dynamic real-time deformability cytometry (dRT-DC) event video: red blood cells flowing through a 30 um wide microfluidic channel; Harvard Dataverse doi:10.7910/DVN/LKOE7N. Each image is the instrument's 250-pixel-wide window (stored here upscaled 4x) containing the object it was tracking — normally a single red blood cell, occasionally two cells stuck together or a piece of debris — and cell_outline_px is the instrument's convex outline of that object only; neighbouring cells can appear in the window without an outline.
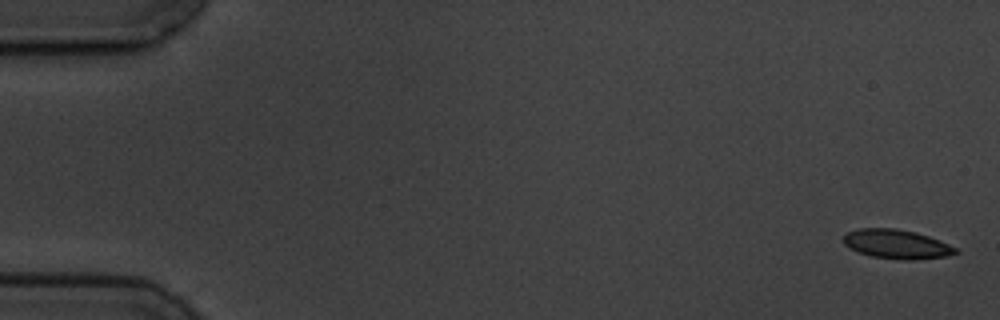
{"species": "common noctule bat (a hibernating species)", "species_latin": "Nyctalus noctula", "temperature_condition": "cold", "stored_images_in_passage": 5, "camera_frame_rate_fps": 3000, "um_per_image_px": 0.085, "animal": {"sex": "male", "body_mass_g": 19.5, "forearm_length_mm": 54.6}, "frame": {"image": 1, "passage_image": 1, "time_ms": 0.0, "image_size_px": [1000, 320], "cell_outline_px": [[960, 252], [948, 256], [916, 260], [900, 260], [872, 256], [856, 252], [848, 248], [844, 244], [844, 236], [848, 232], [860, 228], [896, 228], [916, 232], [940, 240], [956, 248]], "centroid_in_image_um": [76.22, 20.76], "position_along_channel_um": 8.8, "area_um2": 19.25}}
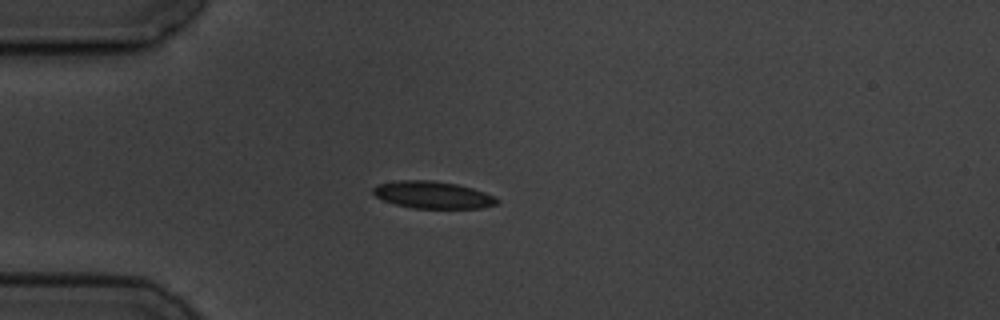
{"frame": {"image": 2, "passage_image": 4, "time_ms": 4.667, "image_size_px": [1000, 320], "cell_outline_px": [[500, 200], [496, 204], [480, 208], [412, 208], [396, 204], [384, 200], [376, 196], [372, 192], [372, 188], [376, 184], [396, 180], [432, 180], [456, 184], [472, 188], [484, 192]], "centroid_in_image_um": [36.74, 16.55], "position_along_channel_um": 48.3, "area_um2": 19.54}}